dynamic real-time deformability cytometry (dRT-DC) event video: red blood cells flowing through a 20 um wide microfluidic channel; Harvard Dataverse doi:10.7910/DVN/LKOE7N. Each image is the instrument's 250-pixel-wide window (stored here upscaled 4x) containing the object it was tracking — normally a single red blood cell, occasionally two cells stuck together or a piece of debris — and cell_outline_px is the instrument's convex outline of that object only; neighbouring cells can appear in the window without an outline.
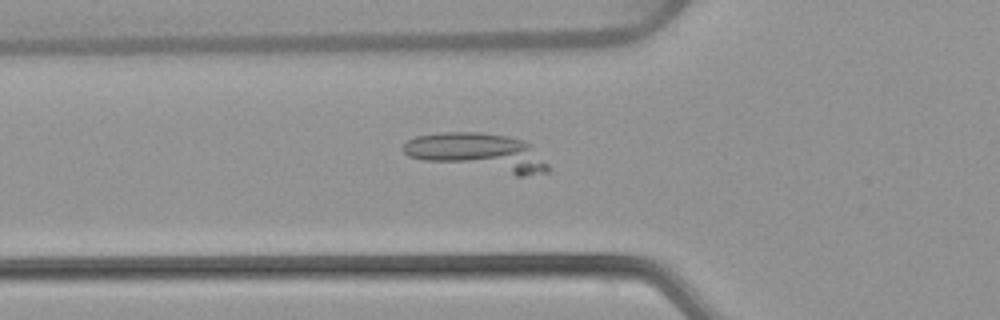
{"species": "common noctule bat (a hibernating species)", "species_latin": "Nyctalus noctula", "temperature_condition": "warm", "stored_images_in_passage": 48, "camera_frame_rate_fps": 3000, "um_per_image_px": 0.085, "animal": {"sex": "female", "body_mass_g": 22.7, "forearm_length_mm": 54.2}, "frame": {"image": 1, "passage_image": 13, "time_ms": 4.0, "image_size_px": [1000, 320], "cell_outline_px": [[552, 168], [548, 172], [524, 176], [516, 176], [424, 160], [408, 156], [400, 148], [408, 140], [416, 136], [444, 132], [480, 132], [508, 136], [524, 140], [532, 144]], "centroid_in_image_um": [40.71, 12.96], "position_along_channel_um": 85.1, "area_um2": 32.43}}